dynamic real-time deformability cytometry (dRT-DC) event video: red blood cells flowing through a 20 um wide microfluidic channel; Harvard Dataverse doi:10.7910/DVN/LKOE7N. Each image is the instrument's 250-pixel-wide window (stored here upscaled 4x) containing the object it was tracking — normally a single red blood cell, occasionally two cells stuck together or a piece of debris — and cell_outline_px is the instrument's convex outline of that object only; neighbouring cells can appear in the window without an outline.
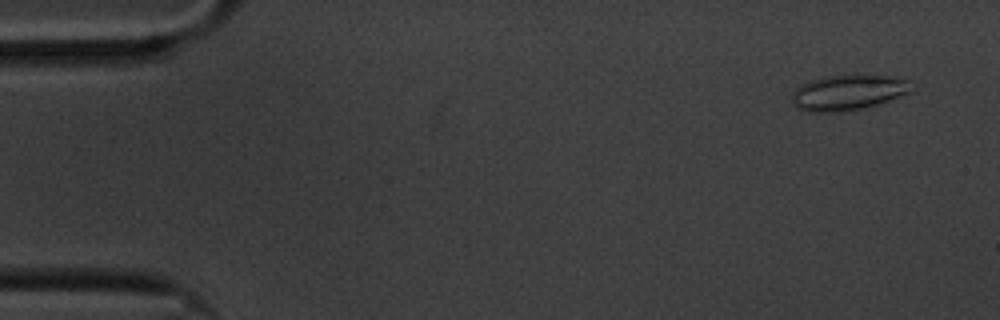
{"species": "common noctule bat (a hibernating species)", "species_latin": "Nyctalus noctula", "temperature_condition": "cold", "stored_images_in_passage": 59, "camera_frame_rate_fps": 3000, "um_per_image_px": 0.085, "animal": {"sex": "male", "body_mass_g": 20.1, "forearm_length_mm": 53.5}, "frame": {"image": 1, "passage_image": 3, "time_ms": 0.667, "image_size_px": [1000, 320], "cell_outline_px": [[916, 88], [912, 92], [880, 104], [864, 108], [840, 112], [808, 112], [796, 108], [792, 104], [792, 92], [796, 88], [808, 80], [828, 76], [852, 72], [904, 76]], "centroid_in_image_um": [72.18, 7.81], "position_along_channel_um": 12.8, "area_um2": 26.18}}
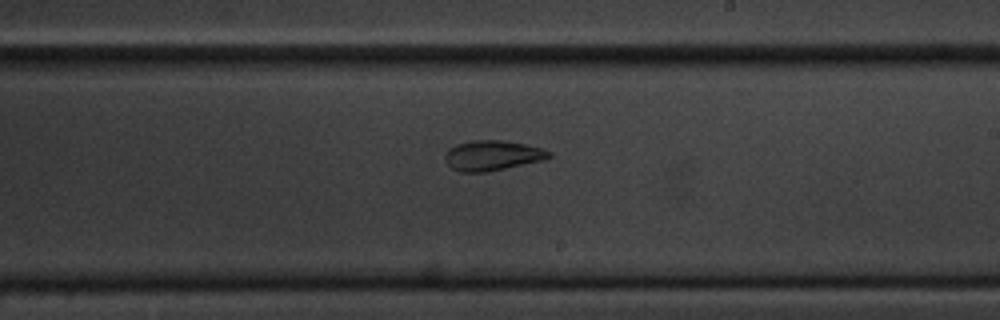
{"frame": {"image": 2, "passage_image": 34, "time_ms": 11.0, "image_size_px": [1000, 320], "cell_outline_px": [[552, 156], [544, 160], [484, 172], [460, 172], [452, 168], [444, 160], [444, 156], [448, 148], [456, 144], [472, 140], [504, 140], [524, 144], [540, 148], [552, 152]], "centroid_in_image_um": [41.82, 13.21], "position_along_channel_um": 247.2, "area_um2": 18.21}}
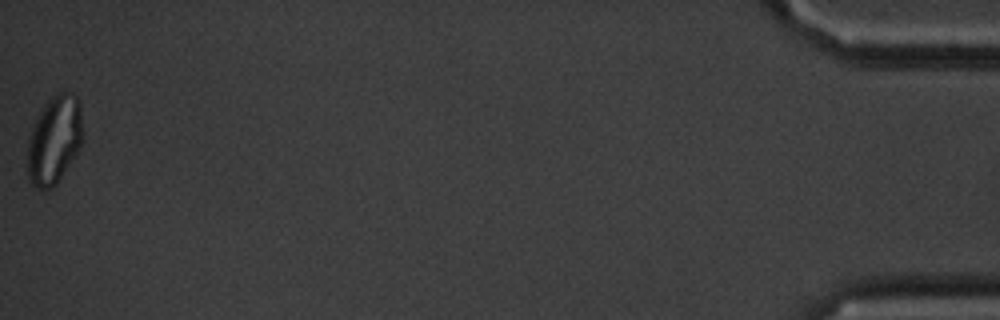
{"frame": {"image": 3, "passage_image": 59, "time_ms": 19.333, "image_size_px": [1000, 320], "cell_outline_px": [[84, 140], [56, 184], [52, 188], [44, 192], [36, 188], [28, 180], [28, 140], [32, 128], [44, 104], [52, 96], [60, 92], [68, 92], [76, 96], [80, 100]], "centroid_in_image_um": [4.63, 11.9], "position_along_channel_um": 430.6, "area_um2": 28.55}, "authors_computed_cell_mechanics": {"area_um2": 20.6924, "velocity_mm_per_s": 3.3506, "shape_relaxation_time_tau1_ms": null, "shape_relaxation_time_tau2_ms": 1.5143, "deformation_change_tau1": null, "deformation_change_tau2": 0.0764}}